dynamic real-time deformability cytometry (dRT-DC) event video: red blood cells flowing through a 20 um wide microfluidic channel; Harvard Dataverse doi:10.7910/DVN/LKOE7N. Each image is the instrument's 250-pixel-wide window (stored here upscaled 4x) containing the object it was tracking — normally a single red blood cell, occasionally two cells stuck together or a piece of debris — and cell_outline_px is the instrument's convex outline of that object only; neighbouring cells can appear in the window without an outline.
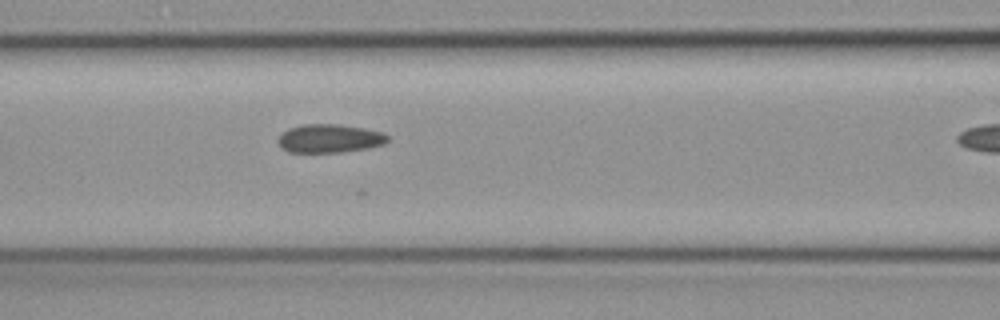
{"species": "common noctule bat (a hibernating species)", "species_latin": "Nyctalus noctula", "temperature_condition": "cold", "stored_images_in_passage": 29, "camera_frame_rate_fps": 3000, "um_per_image_px": 0.085, "animal": {"sex": "female", "body_mass_g": 19.3, "forearm_length_mm": 54.1}, "frame": {"image": 1, "passage_image": 21, "time_ms": 6.667, "image_size_px": [1000, 320], "cell_outline_px": [[388, 140], [384, 144], [368, 148], [340, 152], [288, 152], [280, 148], [276, 140], [288, 128], [304, 124], [336, 124], [364, 128], [380, 132], [388, 136]], "centroid_in_image_um": [27.97, 11.77], "position_along_channel_um": 138.6, "area_um2": 18.15}}